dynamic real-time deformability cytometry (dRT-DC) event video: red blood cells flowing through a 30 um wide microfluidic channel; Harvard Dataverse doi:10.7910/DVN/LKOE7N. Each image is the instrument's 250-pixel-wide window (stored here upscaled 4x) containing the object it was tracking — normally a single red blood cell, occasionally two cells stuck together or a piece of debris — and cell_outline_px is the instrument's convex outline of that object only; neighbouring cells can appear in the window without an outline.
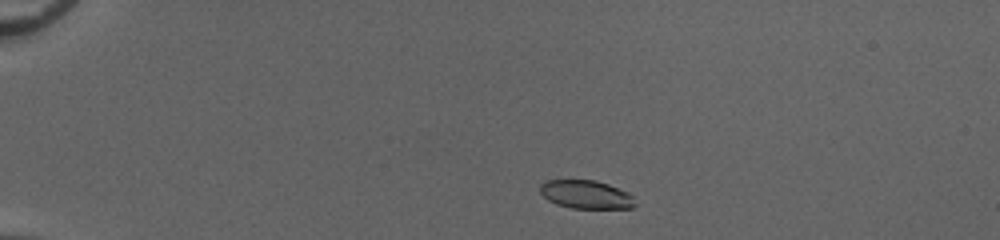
{"species": "common noctule bat (a hibernating species)", "species_latin": "Nyctalus noctula", "temperature_condition": "cold", "stored_images_in_passage": 43, "camera_frame_rate_fps": 3000, "um_per_image_px": 0.085, "animal": {"sex": "female", "body_mass_g": 20.0, "forearm_length_mm": 54.0}, "frame": {"image": 1, "passage_image": 3, "time_ms": 0.667, "image_size_px": [1000, 240], "cell_outline_px": [[636, 204], [632, 208], [572, 208], [556, 204], [548, 200], [540, 192], [540, 184], [548, 180], [596, 180], [608, 184], [628, 192], [632, 196]], "centroid_in_image_um": [49.81, 16.53], "position_along_channel_um": 35.2, "area_um2": 15.66}}
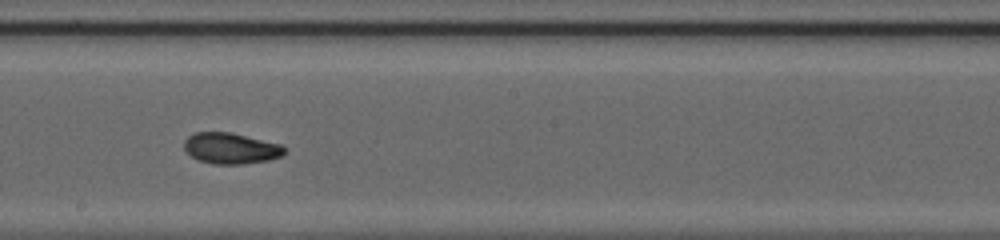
{"frame": {"image": 2, "passage_image": 23, "time_ms": 7.333, "image_size_px": [1000, 240], "cell_outline_px": [[288, 148], [284, 156], [268, 160], [240, 164], [212, 164], [200, 160], [192, 156], [184, 148], [184, 140], [188, 136], [196, 132], [232, 132], [280, 144]], "centroid_in_image_um": [19.66, 12.6], "position_along_channel_um": 228.5, "area_um2": 18.21}}
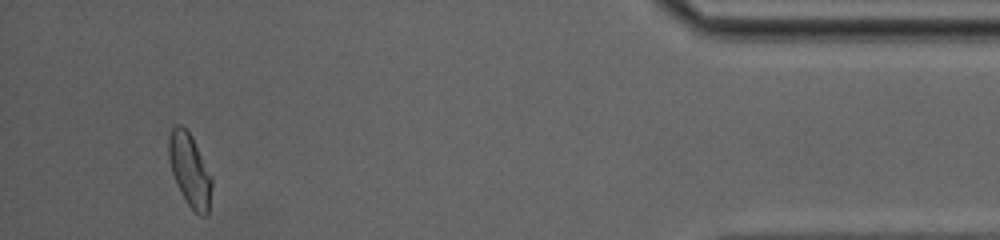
{"frame": {"image": 3, "passage_image": 41, "time_ms": 13.333, "image_size_px": [1000, 240], "cell_outline_px": [[212, 188], [208, 212], [204, 216], [200, 216], [188, 204], [176, 184], [172, 172], [168, 156], [168, 136], [172, 128], [176, 124], [180, 124], [188, 132], [212, 176]], "centroid_in_image_um": [16.12, 14.47], "position_along_channel_um": 419.1, "area_um2": 17.98}, "authors_computed_cell_mechanics": {"area_um2": 18.0336, "velocity_mm_per_s": 4.078, "shape_relaxation_time_tau1_ms": 5.9912, "shape_relaxation_time_tau2_ms": 1.5877, "deformation_change_tau1": 0.1714, "deformation_change_tau2": 0.0587}}